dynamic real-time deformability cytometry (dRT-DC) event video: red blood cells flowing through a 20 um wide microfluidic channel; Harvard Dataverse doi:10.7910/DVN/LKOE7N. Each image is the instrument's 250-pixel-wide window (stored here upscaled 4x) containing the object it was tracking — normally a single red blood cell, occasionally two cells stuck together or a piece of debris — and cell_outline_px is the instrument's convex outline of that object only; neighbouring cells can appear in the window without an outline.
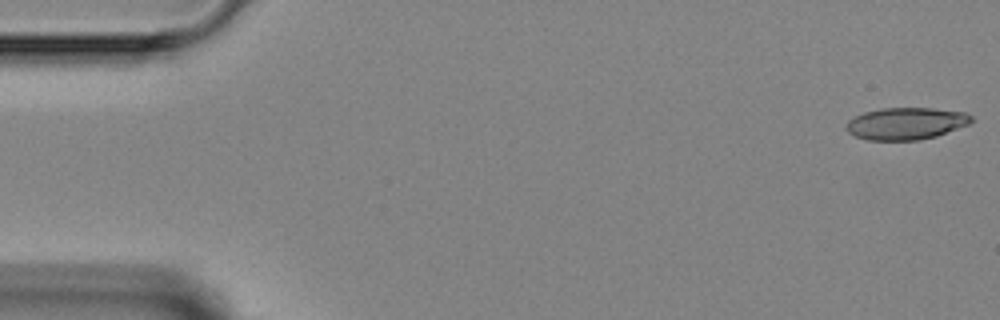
{"species": "Egyptian fruit bat (a non-hibernating species)", "species_latin": "Rousettus aegyptiacus", "temperature_condition": "room temperature", "stored_images_in_passage": 46, "camera_frame_rate_fps": 3000, "um_per_image_px": 0.085, "animal": {"sex": "female"}, "frame": {"image": 1, "passage_image": 1, "time_ms": 0.0, "image_size_px": [1000, 320], "cell_outline_px": [[972, 120], [968, 124], [936, 136], [920, 140], [868, 140], [856, 136], [848, 132], [844, 128], [844, 124], [848, 120], [864, 112], [880, 108], [932, 108], [964, 112], [972, 116]], "centroid_in_image_um": [76.96, 10.5], "position_along_channel_um": 8.0, "area_um2": 23.35}}
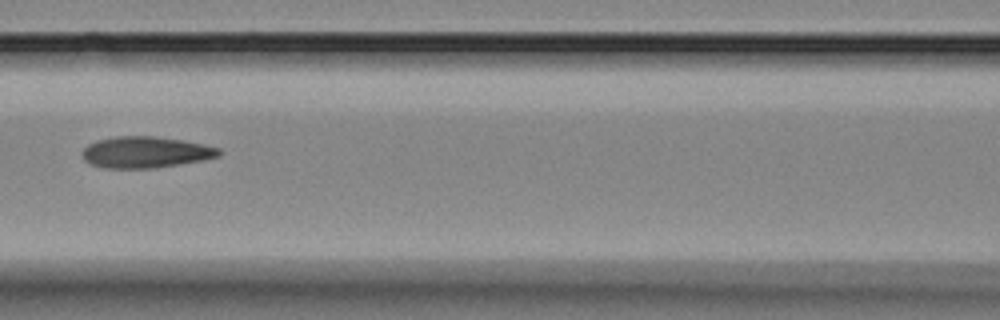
{"frame": {"image": 2, "passage_image": 20, "time_ms": 6.333, "image_size_px": [1000, 320], "cell_outline_px": [[224, 152], [220, 156], [204, 160], [156, 168], [104, 168], [88, 164], [80, 156], [80, 152], [88, 144], [96, 140], [116, 136], [152, 136], [184, 140], [204, 144], [220, 148]], "centroid_in_image_um": [12.37, 12.94], "position_along_channel_um": 154.2, "area_um2": 25.43}}
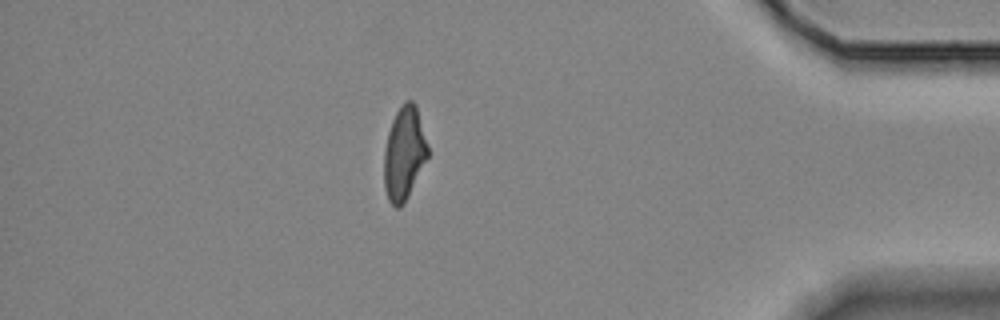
{"frame": {"image": 3, "passage_image": 40, "time_ms": 13.0, "image_size_px": [1000, 320], "cell_outline_px": [[428, 156], [404, 204], [400, 208], [396, 208], [388, 200], [384, 188], [384, 148], [388, 132], [392, 120], [396, 112], [404, 100], [412, 100], [416, 104], [428, 144]], "centroid_in_image_um": [34.34, 13.02], "position_along_channel_um": 400.9, "area_um2": 23.93}}